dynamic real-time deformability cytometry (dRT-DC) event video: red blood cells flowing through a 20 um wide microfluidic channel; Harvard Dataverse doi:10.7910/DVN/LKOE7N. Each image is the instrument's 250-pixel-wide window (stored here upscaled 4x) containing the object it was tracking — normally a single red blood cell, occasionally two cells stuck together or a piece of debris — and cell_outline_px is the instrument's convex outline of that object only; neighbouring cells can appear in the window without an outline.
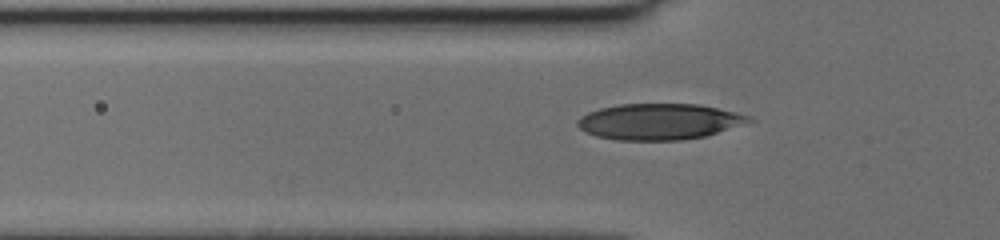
{"species": "human", "species_latin": "Homo sapiens", "temperature_condition": "cold", "stored_images_in_passage": 36, "camera_frame_rate_fps": 3000, "um_per_image_px": 0.085, "donor": {"sex": "female"}, "frame": {"image": 1, "passage_image": 4, "time_ms": 1.0, "image_size_px": [1000, 240], "cell_outline_px": [[756, 120], [704, 136], [680, 140], [616, 140], [596, 136], [584, 132], [576, 124], [576, 120], [580, 116], [588, 112], [600, 108], [620, 104], [700, 104], [736, 112], [752, 116]], "centroid_in_image_um": [56.01, 10.33], "position_along_channel_um": 69.8, "area_um2": 36.07}}
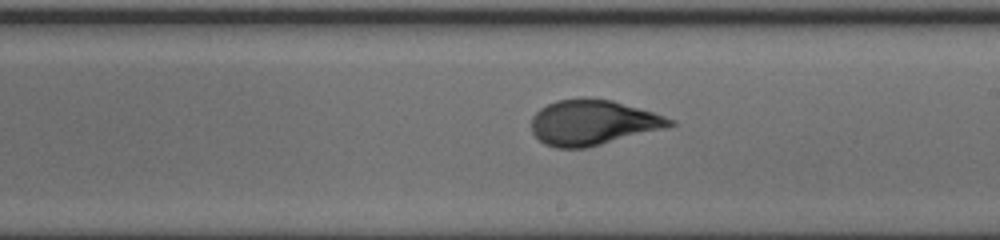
{"frame": {"image": 2, "passage_image": 16, "time_ms": 5.0, "image_size_px": [1000, 240], "cell_outline_px": [[676, 124], [668, 128], [584, 148], [556, 148], [544, 144], [532, 132], [532, 116], [540, 108], [556, 100], [612, 100], [652, 112], [676, 120]], "centroid_in_image_um": [50.41, 10.44], "position_along_channel_um": 238.6, "area_um2": 35.89}}
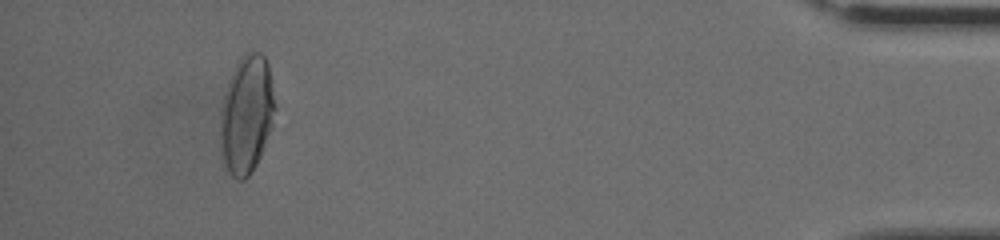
{"frame": {"image": 3, "passage_image": 33, "time_ms": 10.667, "image_size_px": [1000, 240], "cell_outline_px": [[276, 108], [272, 128], [260, 156], [256, 164], [248, 176], [244, 180], [236, 180], [228, 172], [224, 164], [220, 152], [220, 112], [224, 96], [228, 84], [236, 64], [240, 56], [244, 52], [252, 48], [260, 52], [264, 56], [268, 64]], "centroid_in_image_um": [20.96, 9.73], "position_along_channel_um": 414.2, "area_um2": 38.09}}